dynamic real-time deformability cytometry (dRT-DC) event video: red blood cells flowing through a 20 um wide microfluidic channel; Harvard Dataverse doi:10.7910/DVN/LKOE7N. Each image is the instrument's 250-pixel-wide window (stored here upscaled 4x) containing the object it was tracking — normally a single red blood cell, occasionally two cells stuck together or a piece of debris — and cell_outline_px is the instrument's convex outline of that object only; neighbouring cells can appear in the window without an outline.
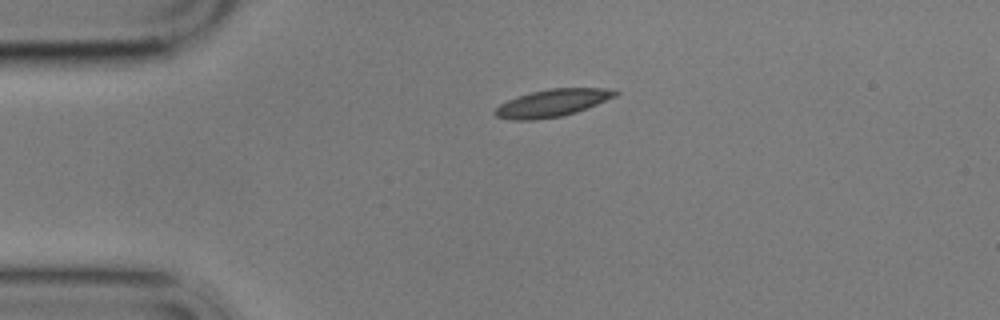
{"species": "common noctule bat (a hibernating species)", "species_latin": "Nyctalus noctula", "temperature_condition": "cold", "stored_images_in_passage": 2, "camera_frame_rate_fps": 3000, "um_per_image_px": 0.085, "animal": {"sex": "male", "body_mass_g": 17.9}, "frame": {"image": 1, "passage_image": 1, "time_ms": 0.0, "image_size_px": [1000, 320], "cell_outline_px": [[620, 92], [616, 96], [576, 112], [560, 116], [536, 120], [512, 120], [496, 116], [492, 112], [500, 104], [508, 100], [532, 92], [552, 88], [604, 88]], "centroid_in_image_um": [46.92, 8.76], "position_along_channel_um": 38.1, "area_um2": 18.9}}